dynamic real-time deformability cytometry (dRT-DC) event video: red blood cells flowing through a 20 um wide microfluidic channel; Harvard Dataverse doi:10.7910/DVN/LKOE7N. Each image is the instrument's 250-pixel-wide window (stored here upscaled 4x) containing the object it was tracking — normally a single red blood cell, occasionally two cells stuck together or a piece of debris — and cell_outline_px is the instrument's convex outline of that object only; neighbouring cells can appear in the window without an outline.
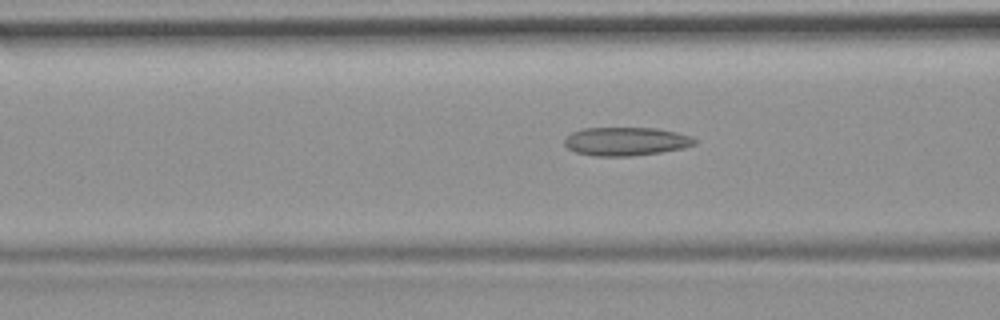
{"species": "common noctule bat (a hibernating species)", "species_latin": "Nyctalus noctula", "temperature_condition": "room temperature", "stored_images_in_passage": 6, "camera_frame_rate_fps": 3000, "um_per_image_px": 0.085, "animal": {"sex": "female", "body_mass_g": 19.9}, "frame": {"image": 1, "passage_image": 4, "time_ms": 1.0, "image_size_px": [1000, 320], "cell_outline_px": [[696, 144], [684, 148], [660, 152], [632, 156], [592, 156], [576, 152], [568, 148], [564, 144], [564, 136], [572, 132], [584, 128], [656, 128], [676, 132], [692, 136], [696, 140]], "centroid_in_image_um": [53.19, 12.02], "position_along_channel_um": 113.4, "area_um2": 21.73}}